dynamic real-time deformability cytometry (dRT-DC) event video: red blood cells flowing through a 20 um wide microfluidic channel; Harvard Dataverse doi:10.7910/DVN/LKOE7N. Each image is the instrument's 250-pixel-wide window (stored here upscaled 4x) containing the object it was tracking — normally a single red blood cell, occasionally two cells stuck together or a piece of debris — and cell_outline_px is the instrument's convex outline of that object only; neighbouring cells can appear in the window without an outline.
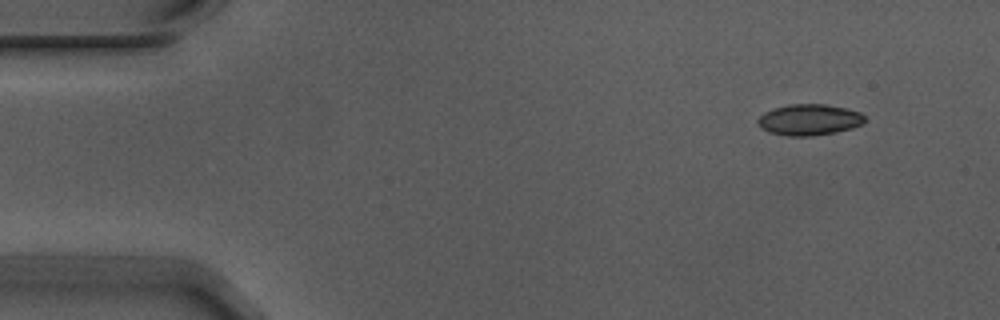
{"species": "Egyptian fruit bat (a non-hibernating species)", "species_latin": "Rousettus aegyptiacus", "temperature_condition": "warm", "stored_images_in_passage": 4, "camera_frame_rate_fps": 3000, "um_per_image_px": 0.085, "animal": {"sex": "male"}, "frame": {"image": 1, "passage_image": 1, "time_ms": 0.0, "image_size_px": [1000, 320], "cell_outline_px": [[864, 124], [852, 128], [836, 132], [812, 136], [788, 136], [768, 132], [760, 128], [756, 120], [764, 112], [788, 104], [824, 104], [848, 108], [860, 112], [864, 116]], "centroid_in_image_um": [68.78, 10.18], "position_along_channel_um": 16.2, "area_um2": 19.54}}
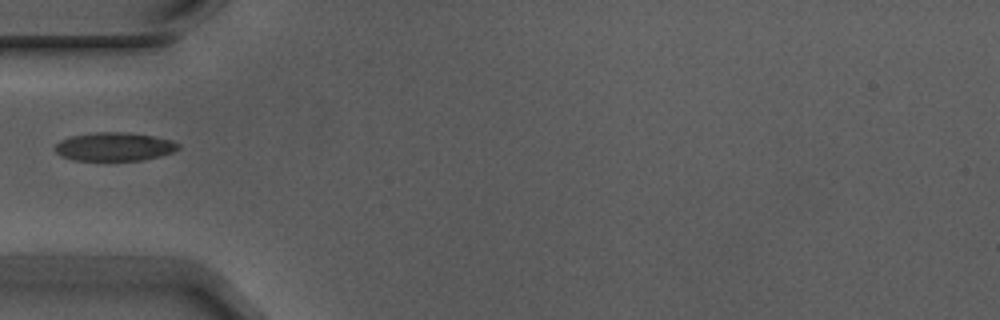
{"frame": {"image": 2, "passage_image": 4, "time_ms": 1.0, "image_size_px": [1000, 320], "cell_outline_px": [[180, 148], [172, 152], [160, 156], [144, 160], [72, 160], [60, 156], [56, 152], [56, 144], [60, 140], [72, 136], [96, 132], [120, 132], [152, 136], [172, 140], [180, 144]], "centroid_in_image_um": [9.72, 12.47], "position_along_channel_um": 75.3, "area_um2": 20.35}}